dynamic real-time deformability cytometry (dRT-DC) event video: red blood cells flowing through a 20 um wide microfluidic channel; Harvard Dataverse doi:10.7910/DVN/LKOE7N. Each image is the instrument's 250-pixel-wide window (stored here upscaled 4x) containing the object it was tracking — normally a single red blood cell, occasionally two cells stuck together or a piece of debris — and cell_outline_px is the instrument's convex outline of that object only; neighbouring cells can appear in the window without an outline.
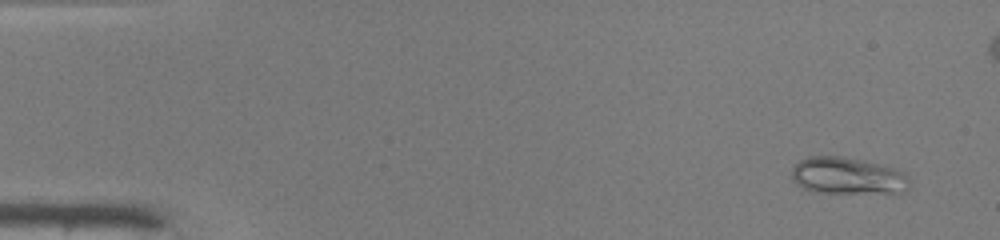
{"species": "common noctule bat (a hibernating species)", "species_latin": "Nyctalus noctula", "temperature_condition": "warm", "stored_images_in_passage": 49, "segment_of_instrument_passage": [1, 2], "camera_frame_rate_fps": 3000, "um_per_image_px": 0.085, "animal": {"sex": "male", "body_mass_g": 19.0, "forearm_length_mm": 50.8}, "frame": {"image": 1, "passage_image": 3, "time_ms": 0.667, "image_size_px": [1000, 240], "cell_outline_px": [[908, 188], [904, 192], [892, 196], [816, 192], [804, 188], [796, 184], [792, 180], [792, 168], [800, 160], [808, 156], [844, 156], [896, 168], [904, 172], [908, 176]], "centroid_in_image_um": [72.12, 15.0], "position_along_channel_um": 12.9, "area_um2": 26.41}}
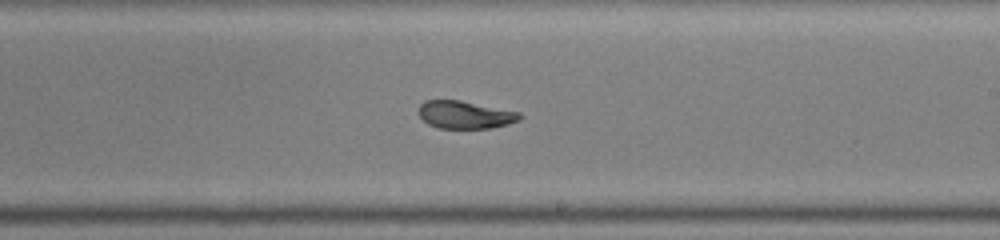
{"frame": {"image": 2, "passage_image": 29, "time_ms": 9.333, "image_size_px": [1000, 240], "cell_outline_px": [[524, 116], [520, 120], [508, 124], [492, 128], [436, 128], [428, 124], [416, 112], [420, 104], [424, 100], [460, 100], [520, 112]], "centroid_in_image_um": [39.52, 9.75], "position_along_channel_um": 249.5, "area_um2": 16.53}}
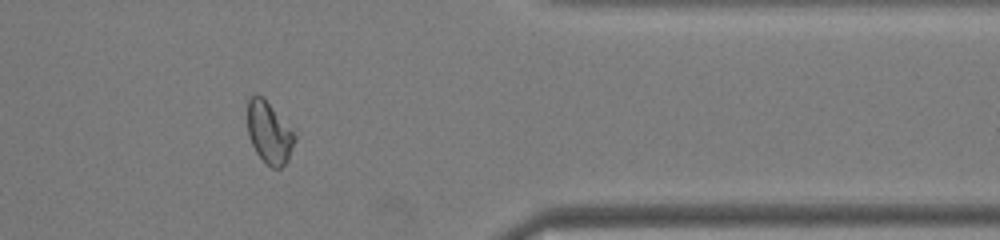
{"frame": {"image": 3, "passage_image": 40, "time_ms": 13.0, "image_size_px": [1000, 240], "cell_outline_px": [[296, 140], [288, 160], [280, 168], [272, 168], [256, 152], [248, 136], [248, 100], [256, 92], [264, 96], [296, 136]], "centroid_in_image_um": [22.87, 11.24], "position_along_channel_um": 388.5, "area_um2": 16.88}}